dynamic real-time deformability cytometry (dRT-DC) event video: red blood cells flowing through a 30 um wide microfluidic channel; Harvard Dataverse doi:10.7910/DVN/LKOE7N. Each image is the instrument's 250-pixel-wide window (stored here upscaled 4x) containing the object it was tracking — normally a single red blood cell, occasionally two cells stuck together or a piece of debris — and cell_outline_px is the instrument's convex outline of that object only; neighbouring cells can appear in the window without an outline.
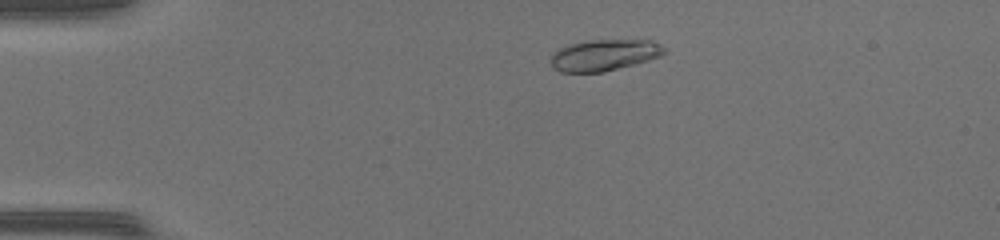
{"species": "common noctule bat (a hibernating species)", "species_latin": "Nyctalus noctula", "temperature_condition": "warm", "stored_images_in_passage": 46, "camera_frame_rate_fps": 3000, "um_per_image_px": 0.085, "animal": {"sex": "female", "body_mass_g": 17.0, "forearm_length_mm": 48.0}, "frame": {"image": 1, "passage_image": 8, "time_ms": 2.333, "image_size_px": [1000, 240], "cell_outline_px": [[668, 52], [660, 56], [648, 60], [604, 72], [560, 72], [552, 64], [552, 52], [568, 44], [584, 40], [652, 40], [660, 44]], "centroid_in_image_um": [51.37, 4.67], "position_along_channel_um": 33.6, "area_um2": 20.69}}
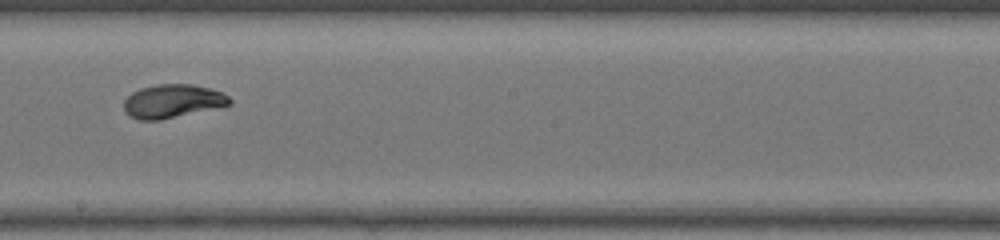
{"frame": {"image": 2, "passage_image": 26, "time_ms": 8.333, "image_size_px": [1000, 240], "cell_outline_px": [[232, 104], [224, 108], [160, 120], [140, 120], [128, 116], [124, 112], [124, 100], [132, 92], [140, 88], [156, 84], [192, 84], [208, 88], [220, 92], [228, 96], [232, 100]], "centroid_in_image_um": [14.7, 8.62], "position_along_channel_um": 233.5, "area_um2": 21.15}}
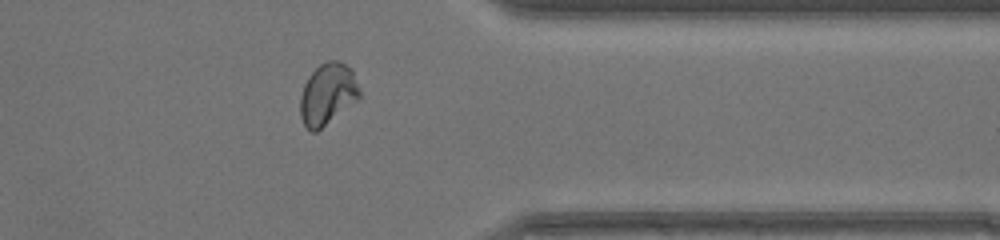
{"frame": {"image": 3, "passage_image": 37, "time_ms": 12.0, "image_size_px": [1000, 240], "cell_outline_px": [[360, 96], [356, 100], [316, 132], [312, 132], [304, 124], [300, 116], [300, 96], [304, 84], [308, 76], [320, 64], [328, 60], [336, 60], [352, 68], [360, 88]], "centroid_in_image_um": [27.84, 7.97], "position_along_channel_um": 383.6, "area_um2": 21.1}, "authors_computed_cell_mechanics": {"area_um2": 20.9525, "velocity_mm_per_s": 4.3155, "shape_relaxation_time_tau1_ms": 4.6294, "shape_relaxation_time_tau2_ms": null, "deformation_change_tau1": 0.1978, "deformation_change_tau2": null}}